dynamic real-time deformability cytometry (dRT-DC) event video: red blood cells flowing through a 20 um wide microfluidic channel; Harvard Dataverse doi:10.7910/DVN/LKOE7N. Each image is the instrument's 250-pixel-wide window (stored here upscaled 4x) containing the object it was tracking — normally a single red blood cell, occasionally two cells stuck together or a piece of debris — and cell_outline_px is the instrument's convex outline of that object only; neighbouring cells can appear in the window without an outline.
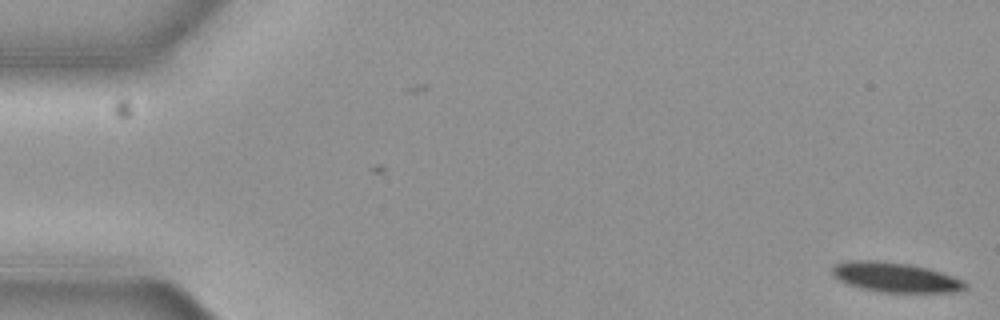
{"species": "common noctule bat (a hibernating species)", "species_latin": "Nyctalus noctula", "temperature_condition": "cold", "stored_images_in_passage": 3, "camera_frame_rate_fps": 3000, "um_per_image_px": 0.085, "animal": {"sex": "female", "body_mass_g": 19.3, "forearm_length_mm": 54.1}, "frame": {"image": 1, "passage_image": 3, "time_ms": 0.667, "image_size_px": [1000, 320], "cell_outline_px": [[968, 288], [956, 292], [880, 292], [860, 288], [848, 284], [840, 280], [832, 272], [832, 264], [848, 260], [872, 260], [908, 264], [928, 268], [964, 280], [968, 284]], "centroid_in_image_um": [76.12, 23.57], "position_along_channel_um": 8.9, "area_um2": 23.06}}